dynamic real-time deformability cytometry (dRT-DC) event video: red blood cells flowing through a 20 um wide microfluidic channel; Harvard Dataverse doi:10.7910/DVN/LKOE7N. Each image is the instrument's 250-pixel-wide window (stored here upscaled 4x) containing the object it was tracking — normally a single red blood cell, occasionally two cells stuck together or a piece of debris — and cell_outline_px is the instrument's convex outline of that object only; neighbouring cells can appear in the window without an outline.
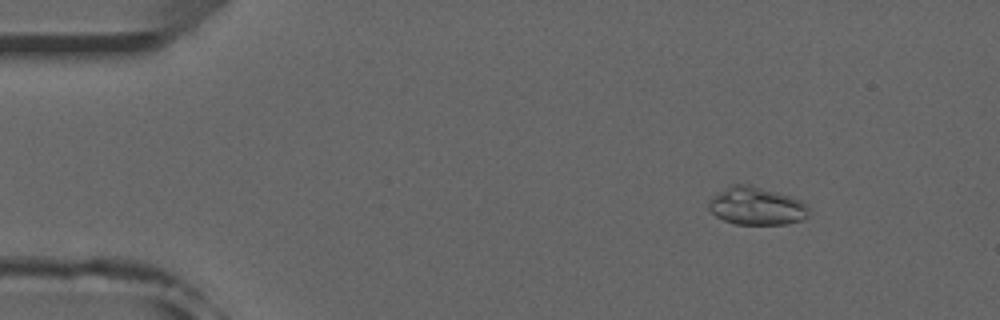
{"species": "common noctule bat (a hibernating species)", "species_latin": "Nyctalus noctula", "temperature_condition": "room temperature", "stored_images_in_passage": 50, "camera_frame_rate_fps": 3000, "um_per_image_px": 0.085, "animal": {"sex": "male", "forearm_length_mm": 52.5}, "frame": {"image": 1, "passage_image": 7, "time_ms": 2.0, "image_size_px": [1000, 320], "cell_outline_px": [[808, 216], [800, 220], [788, 224], [736, 224], [724, 220], [716, 216], [708, 208], [708, 204], [712, 196], [716, 192], [732, 184], [748, 184], [776, 192], [800, 200], [808, 204]], "centroid_in_image_um": [64.27, 17.51], "position_along_channel_um": 20.7, "area_um2": 22.02}}
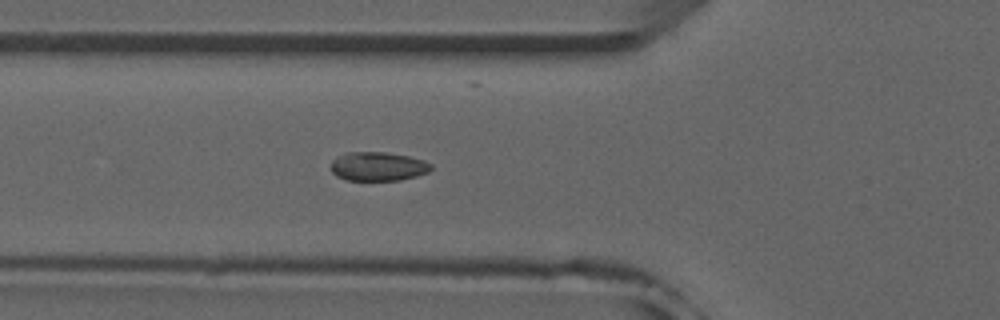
{"frame": {"image": 2, "passage_image": 19, "time_ms": 6.0, "image_size_px": [1000, 320], "cell_outline_px": [[432, 168], [428, 172], [416, 176], [400, 180], [344, 180], [336, 176], [332, 172], [332, 160], [348, 152], [384, 152], [408, 156], [424, 160], [432, 164]], "centroid_in_image_um": [32.14, 14.15], "position_along_channel_um": 93.7, "area_um2": 16.82}}
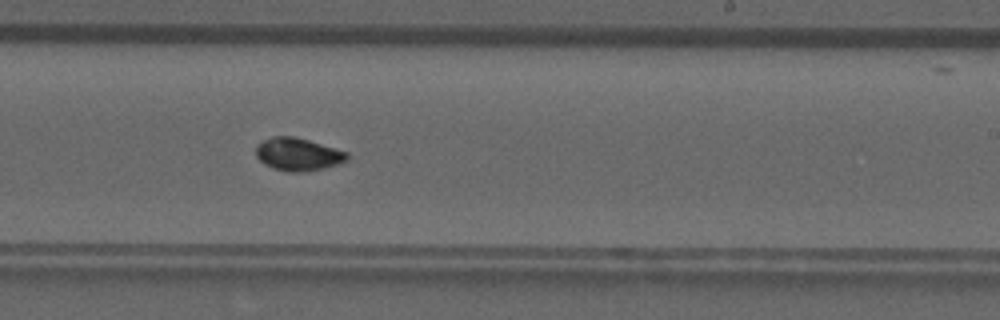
{"frame": {"image": 3, "passage_image": 32, "time_ms": 10.333, "image_size_px": [1000, 320], "cell_outline_px": [[348, 160], [324, 168], [300, 172], [288, 172], [272, 168], [264, 164], [256, 156], [256, 144], [272, 136], [296, 136], [348, 152]], "centroid_in_image_um": [25.3, 13.11], "position_along_channel_um": 263.7, "area_um2": 17.46}}